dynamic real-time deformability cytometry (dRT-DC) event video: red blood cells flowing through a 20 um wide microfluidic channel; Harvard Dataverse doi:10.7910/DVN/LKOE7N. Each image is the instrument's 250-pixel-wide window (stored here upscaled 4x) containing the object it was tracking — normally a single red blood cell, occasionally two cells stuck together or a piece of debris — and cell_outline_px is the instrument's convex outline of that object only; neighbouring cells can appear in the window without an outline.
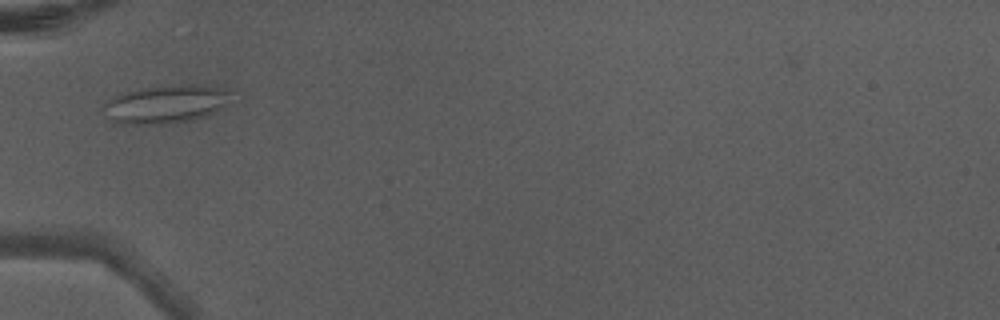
{"species": "Egyptian fruit bat (a non-hibernating species)", "species_latin": "Rousettus aegyptiacus", "temperature_condition": "warm", "stored_images_in_passage": 3, "camera_frame_rate_fps": 3000, "um_per_image_px": 0.085, "animal": {"sex": "male"}, "frame": {"image": 1, "passage_image": 2, "time_ms": 0.333, "image_size_px": [1000, 320], "cell_outline_px": [[228, 92], [216, 112], [188, 120], [152, 124], [120, 124], [112, 120], [100, 108], [108, 100], [124, 92], [148, 88], [192, 84], [204, 84]], "centroid_in_image_um": [13.95, 8.86], "position_along_channel_um": 71.1, "area_um2": 27.05}}
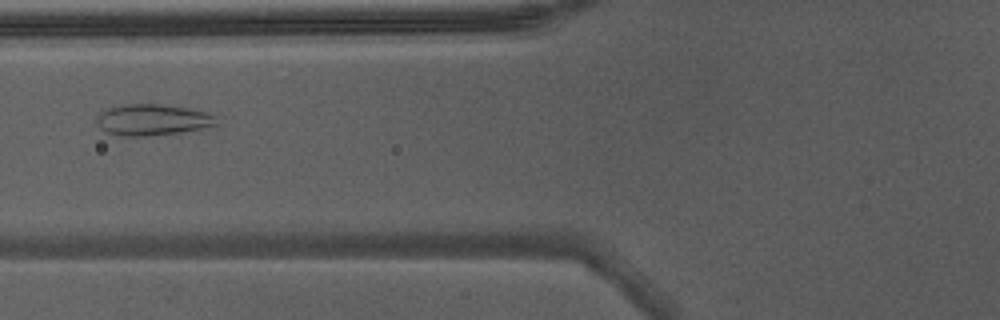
{"frame": {"image": 2, "passage_image": 3, "time_ms": 0.667, "image_size_px": [1000, 320], "cell_outline_px": [[216, 124], [200, 128], [180, 132], [144, 136], [120, 136], [108, 132], [100, 128], [96, 124], [96, 112], [108, 108], [124, 104], [160, 104], [188, 108], [204, 112], [216, 116]], "centroid_in_image_um": [12.86, 10.17], "position_along_channel_um": 112.9, "area_um2": 21.68}}